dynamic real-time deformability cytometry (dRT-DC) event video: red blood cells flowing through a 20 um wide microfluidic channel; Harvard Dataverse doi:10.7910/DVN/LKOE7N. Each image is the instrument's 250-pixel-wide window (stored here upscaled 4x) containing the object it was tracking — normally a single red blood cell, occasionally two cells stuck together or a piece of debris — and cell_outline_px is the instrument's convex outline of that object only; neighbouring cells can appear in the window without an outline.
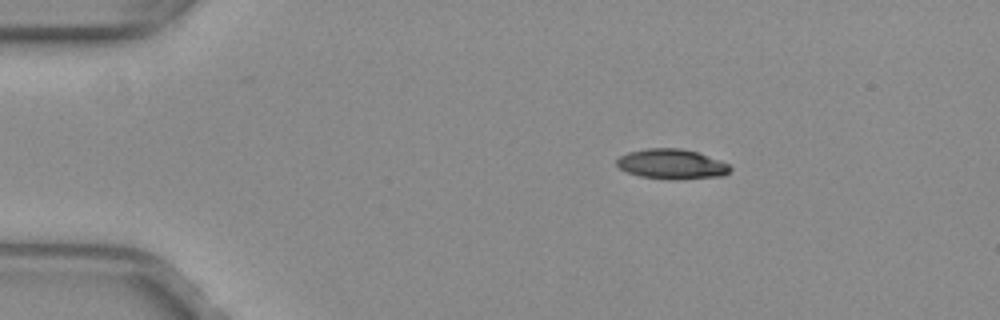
{"species": "common noctule bat (a hibernating species)", "species_latin": "Nyctalus noctula", "temperature_condition": "warm", "stored_images_in_passage": 44, "camera_frame_rate_fps": 3000, "um_per_image_px": 0.085, "animal": {"sex": "female", "body_mass_g": 29.2, "forearm_length_mm": 56.3}, "frame": {"image": 1, "passage_image": 1, "time_ms": 0.0, "image_size_px": [1000, 320], "cell_outline_px": [[732, 168], [724, 176], [680, 180], [668, 180], [640, 176], [628, 172], [620, 168], [616, 164], [616, 160], [620, 156], [628, 152], [648, 148], [680, 148], [696, 152], [728, 164]], "centroid_in_image_um": [57.08, 13.96], "position_along_channel_um": 27.9, "area_um2": 19.83}}
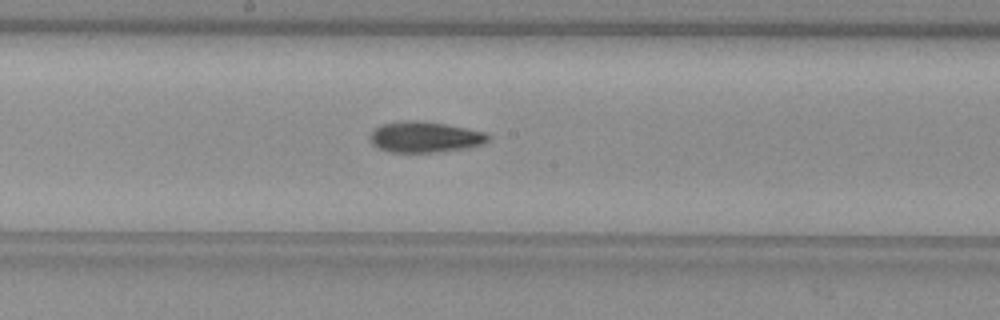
{"frame": {"image": 2, "passage_image": 20, "time_ms": 6.333, "image_size_px": [1000, 320], "cell_outline_px": [[492, 136], [484, 144], [468, 148], [440, 152], [388, 152], [372, 144], [372, 132], [380, 124], [404, 120], [416, 120], [444, 124], [484, 132]], "centroid_in_image_um": [36.15, 11.65], "position_along_channel_um": 212.1, "area_um2": 21.15}}
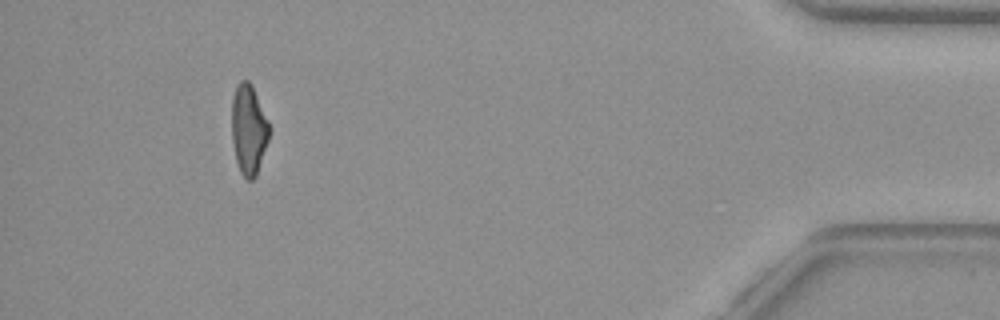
{"frame": {"image": 3, "passage_image": 40, "time_ms": 13.0, "image_size_px": [1000, 320], "cell_outline_px": [[272, 128], [256, 176], [252, 180], [248, 180], [240, 172], [236, 160], [232, 140], [232, 96], [236, 84], [240, 80], [248, 80], [252, 84]], "centroid_in_image_um": [21.14, 10.96], "position_along_channel_um": 414.1, "area_um2": 19.94}, "authors_computed_cell_mechanics": {"area_um2": 20.5768, "velocity_mm_per_s": 4.004, "shape_relaxation_time_tau1_ms": 9.999, "shape_relaxation_time_tau2_ms": 6.0221, "deformation_change_tau1": 0.2458, "deformation_change_tau2": 0.1496}}